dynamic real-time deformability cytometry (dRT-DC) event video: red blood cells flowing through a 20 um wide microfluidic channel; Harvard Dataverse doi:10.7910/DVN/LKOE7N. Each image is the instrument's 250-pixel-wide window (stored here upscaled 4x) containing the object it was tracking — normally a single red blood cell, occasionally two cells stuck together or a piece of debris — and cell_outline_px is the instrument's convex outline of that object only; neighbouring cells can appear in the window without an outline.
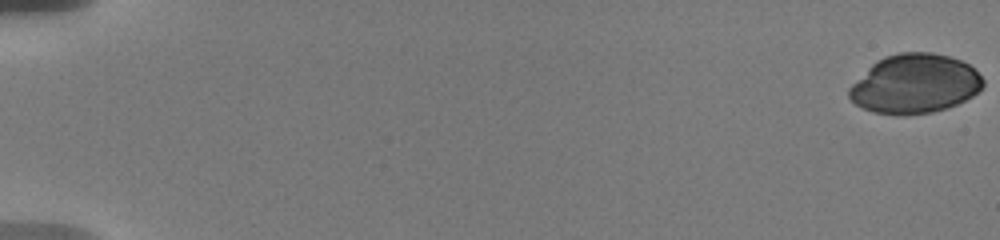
{"species": "human", "species_latin": "Homo sapiens", "temperature_condition": "warm", "stored_images_in_passage": 22, "camera_frame_rate_fps": 3000, "um_per_image_px": 0.085, "donor": {"sex": "male"}, "frame": {"image": 1, "passage_image": 1, "time_ms": 0.0, "image_size_px": [1000, 240], "cell_outline_px": [[984, 84], [972, 96], [948, 108], [932, 112], [904, 116], [900, 116], [872, 112], [856, 104], [848, 96], [848, 88], [876, 60], [884, 56], [900, 52], [932, 52], [948, 56], [960, 60], [968, 64], [984, 80]], "centroid_in_image_um": [77.73, 7.13], "position_along_channel_um": 7.3, "area_um2": 46.18}}
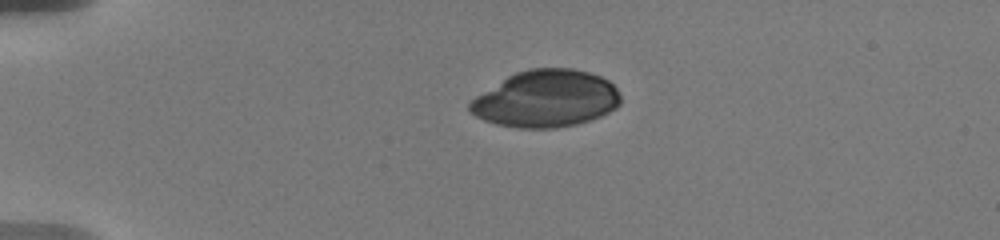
{"frame": {"image": 2, "passage_image": 16, "time_ms": 4.667, "image_size_px": [1000, 240], "cell_outline_px": [[620, 104], [616, 108], [600, 116], [576, 124], [556, 128], [516, 128], [496, 124], [484, 120], [468, 112], [468, 104], [476, 96], [508, 76], [516, 72], [528, 68], [572, 68], [588, 72], [600, 76], [608, 80], [616, 88], [620, 96]], "centroid_in_image_um": [46.39, 8.4], "position_along_channel_um": 38.6, "area_um2": 50.05}}
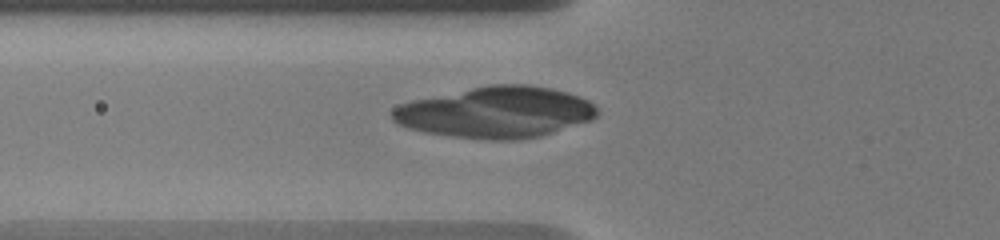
{"frame": {"image": 3, "passage_image": 22, "time_ms": 7.333, "image_size_px": [1000, 240], "cell_outline_px": [[596, 116], [592, 120], [540, 136], [520, 140], [480, 140], [424, 132], [408, 128], [396, 124], [388, 116], [392, 108], [400, 104], [412, 100], [488, 84], [528, 84], [552, 88], [568, 92], [580, 96], [588, 100], [596, 108]], "centroid_in_image_um": [42.11, 9.55], "position_along_channel_um": 83.7, "area_um2": 61.67}}